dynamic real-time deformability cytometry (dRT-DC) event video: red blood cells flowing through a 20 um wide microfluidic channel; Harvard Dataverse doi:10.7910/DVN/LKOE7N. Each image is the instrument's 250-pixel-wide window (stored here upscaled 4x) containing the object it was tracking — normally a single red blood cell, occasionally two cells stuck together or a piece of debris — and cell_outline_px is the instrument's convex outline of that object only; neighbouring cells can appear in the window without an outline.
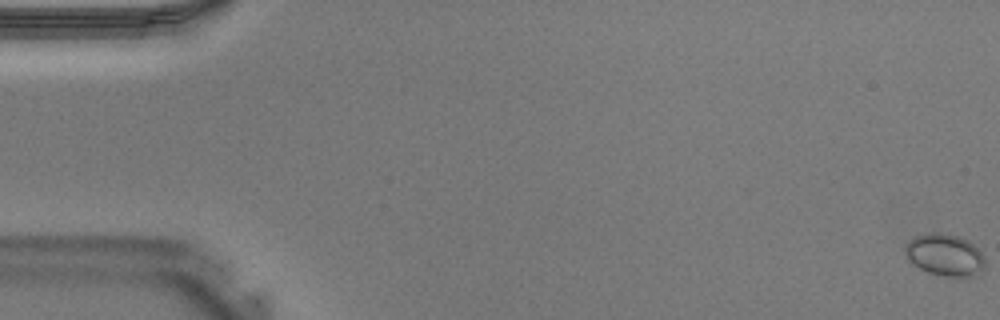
{"species": "Egyptian fruit bat (a non-hibernating species)", "species_latin": "Rousettus aegyptiacus", "temperature_condition": "warm", "stored_images_in_passage": 11, "camera_frame_rate_fps": 3000, "um_per_image_px": 0.085, "animal": {"sex": "male"}, "frame": {"image": 1, "passage_image": 1, "time_ms": 0.0, "image_size_px": [1000, 320], "cell_outline_px": [[984, 268], [972, 276], [944, 276], [928, 272], [912, 264], [908, 260], [904, 252], [904, 244], [908, 240], [916, 236], [932, 232], [936, 232], [960, 236], [968, 240], [984, 256]], "centroid_in_image_um": [80.26, 21.65], "position_along_channel_um": 4.7, "area_um2": 19.54}}